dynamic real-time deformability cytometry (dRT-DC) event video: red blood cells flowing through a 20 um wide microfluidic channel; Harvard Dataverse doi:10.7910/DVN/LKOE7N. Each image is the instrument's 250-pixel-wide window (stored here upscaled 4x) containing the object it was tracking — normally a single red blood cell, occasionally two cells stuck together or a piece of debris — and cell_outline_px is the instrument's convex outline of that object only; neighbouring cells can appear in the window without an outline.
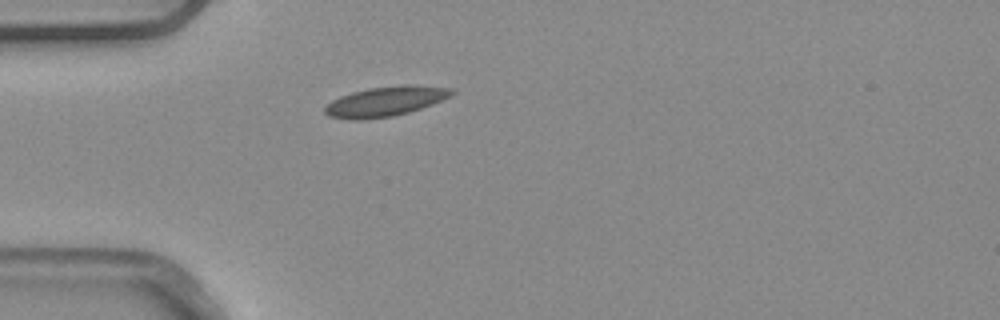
{"species": "common noctule bat (a hibernating species)", "species_latin": "Nyctalus noctula", "temperature_condition": "warm", "stored_images_in_passage": 1, "camera_frame_rate_fps": 3000, "um_per_image_px": 0.085, "animal": {"sex": "male", "body_mass_g": 20.4}, "frame": {"image": 1, "passage_image": 1, "time_ms": 0.0, "image_size_px": [1000, 320], "cell_outline_px": [[456, 92], [452, 96], [432, 104], [408, 112], [392, 116], [356, 120], [352, 120], [328, 116], [324, 112], [324, 108], [332, 100], [340, 96], [352, 92], [368, 88], [404, 84], [412, 84], [456, 88]], "centroid_in_image_um": [32.81, 8.6], "position_along_channel_um": 52.2, "area_um2": 22.2}}